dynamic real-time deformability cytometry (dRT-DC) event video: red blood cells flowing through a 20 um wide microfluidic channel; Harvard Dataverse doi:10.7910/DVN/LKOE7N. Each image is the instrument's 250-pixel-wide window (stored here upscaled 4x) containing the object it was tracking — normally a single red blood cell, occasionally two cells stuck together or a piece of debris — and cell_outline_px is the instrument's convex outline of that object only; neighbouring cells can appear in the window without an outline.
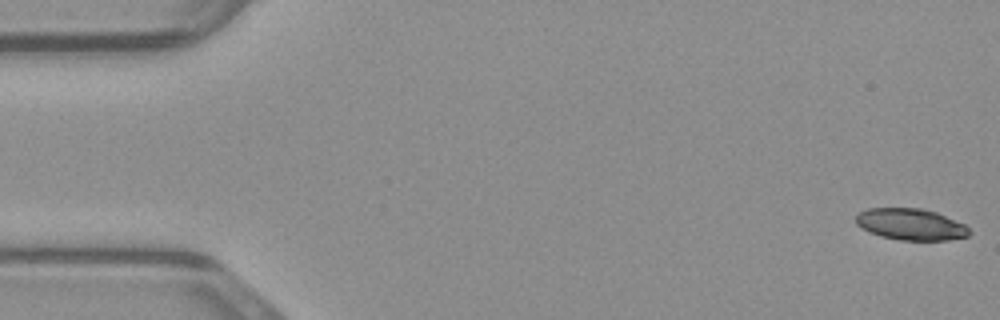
{"species": "common noctule bat (a hibernating species)", "species_latin": "Nyctalus noctula", "temperature_condition": "warm", "stored_images_in_passage": 48, "camera_frame_rate_fps": 3000, "um_per_image_px": 0.085, "animal": {"sex": "male", "body_mass_g": 23.1, "forearm_length_mm": 52.7}, "frame": {"image": 1, "passage_image": 1, "time_ms": 0.0, "image_size_px": [1000, 320], "cell_outline_px": [[972, 232], [968, 236], [948, 240], [900, 240], [880, 236], [868, 232], [860, 228], [856, 224], [856, 216], [860, 212], [868, 208], [920, 208], [936, 212], [964, 224]], "centroid_in_image_um": [77.4, 19.07], "position_along_channel_um": 7.6, "area_um2": 20.87}}
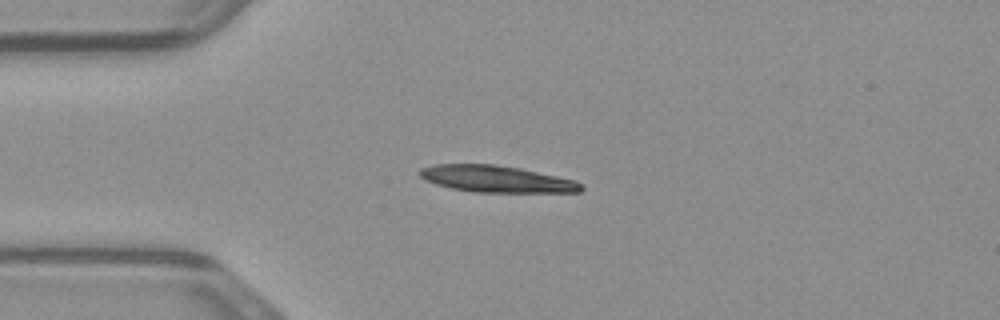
{"frame": {"image": 2, "passage_image": 12, "time_ms": 3.667, "image_size_px": [1000, 320], "cell_outline_px": [[584, 188], [580, 192], [472, 192], [452, 188], [436, 184], [424, 180], [416, 172], [420, 168], [432, 164], [492, 164], [520, 168], [576, 180], [584, 184]], "centroid_in_image_um": [42.18, 15.21], "position_along_channel_um": 42.8, "area_um2": 25.32}}